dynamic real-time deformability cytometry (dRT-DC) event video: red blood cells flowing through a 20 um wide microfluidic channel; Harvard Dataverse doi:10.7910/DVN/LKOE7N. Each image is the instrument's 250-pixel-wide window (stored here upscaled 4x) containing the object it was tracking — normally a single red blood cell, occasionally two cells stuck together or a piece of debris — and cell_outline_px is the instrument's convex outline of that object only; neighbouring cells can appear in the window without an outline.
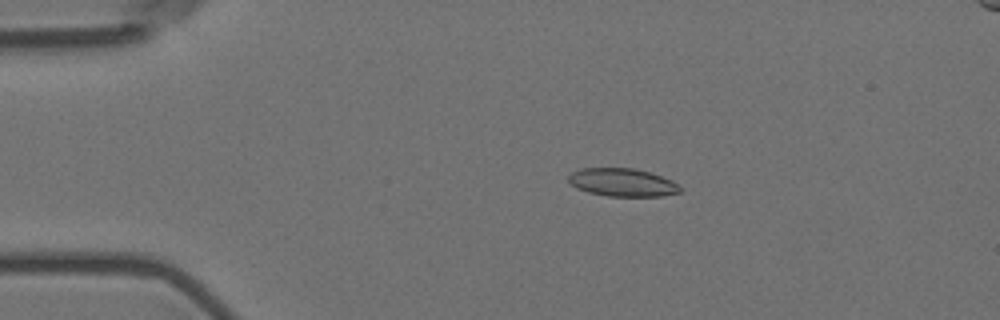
{"species": "Egyptian fruit bat (a non-hibernating species)", "species_latin": "Rousettus aegyptiacus", "temperature_condition": "room temperature", "stored_images_in_passage": 56, "camera_frame_rate_fps": 3000, "um_per_image_px": 0.085, "animal": {"sex": "female"}, "frame": {"image": 1, "passage_image": 10, "time_ms": 3.0, "image_size_px": [1000, 320], "cell_outline_px": [[680, 192], [660, 196], [608, 196], [588, 192], [576, 188], [568, 180], [568, 176], [572, 172], [580, 168], [632, 168], [648, 172], [672, 180], [680, 188]], "centroid_in_image_um": [52.86, 15.5], "position_along_channel_um": 32.1, "area_um2": 18.03}}
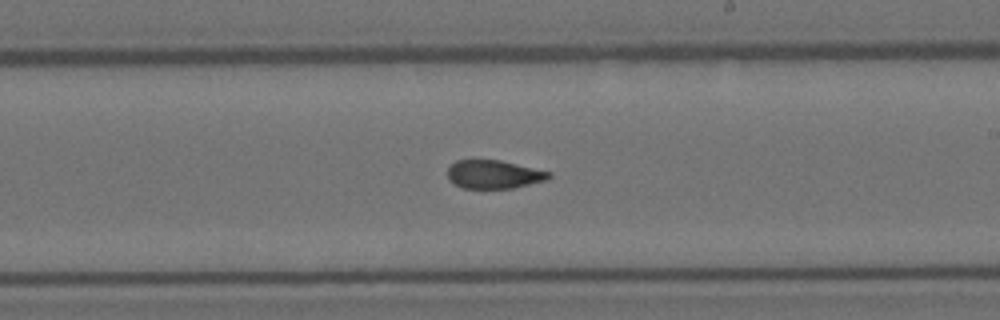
{"frame": {"image": 2, "passage_image": 32, "time_ms": 10.333, "image_size_px": [1000, 320], "cell_outline_px": [[552, 176], [548, 180], [512, 188], [464, 188], [448, 180], [448, 168], [456, 160], [500, 160], [552, 172]], "centroid_in_image_um": [42.01, 14.82], "position_along_channel_um": 247.0, "area_um2": 16.76}}
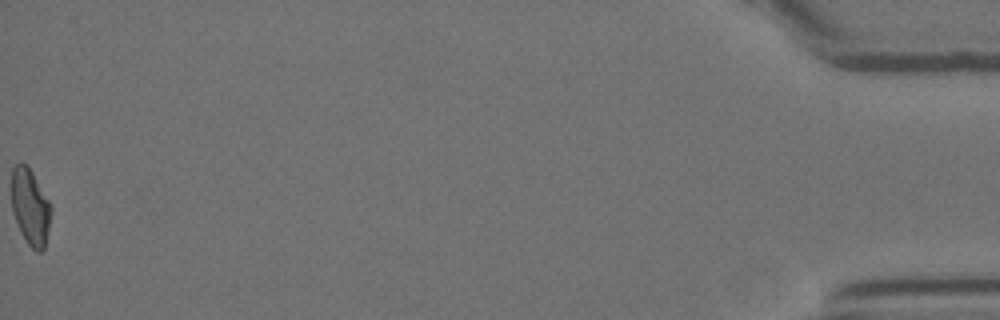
{"frame": {"image": 3, "passage_image": 56, "time_ms": 18.333, "image_size_px": [1000, 320], "cell_outline_px": [[52, 212], [44, 248], [40, 252], [36, 252], [28, 244], [20, 232], [12, 212], [12, 168], [16, 164], [28, 164], [48, 200], [52, 208]], "centroid_in_image_um": [2.57, 17.6], "position_along_channel_um": 432.6, "area_um2": 17.51}, "authors_computed_cell_mechanics": {"area_um2": 18.207, "velocity_mm_per_s": 3.5741, "shape_relaxation_time_tau1_ms": null, "shape_relaxation_time_tau2_ms": 2.6248, "deformation_change_tau1": null, "deformation_change_tau2": 0.0751}}